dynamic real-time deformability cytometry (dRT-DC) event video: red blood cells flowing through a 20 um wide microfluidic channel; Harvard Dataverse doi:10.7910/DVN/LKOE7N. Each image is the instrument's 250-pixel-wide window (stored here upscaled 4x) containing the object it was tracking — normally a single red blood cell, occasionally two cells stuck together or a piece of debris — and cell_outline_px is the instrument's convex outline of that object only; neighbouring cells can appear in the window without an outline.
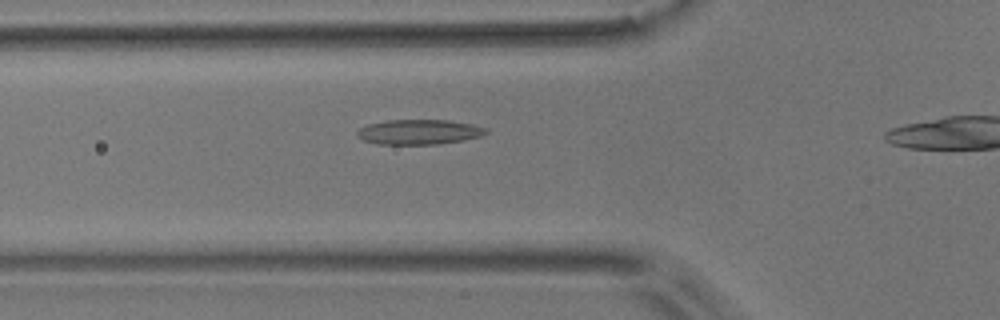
{"species": "common noctule bat (a hibernating species)", "species_latin": "Nyctalus noctula", "temperature_condition": "room temperature", "stored_images_in_passage": 38, "camera_frame_rate_fps": 3000, "um_per_image_px": 0.085, "animal": {"sex": "male", "body_mass_g": 17.9}, "frame": {"image": 1, "passage_image": 12, "time_ms": 3.667, "image_size_px": [1000, 320], "cell_outline_px": [[488, 132], [480, 136], [464, 140], [436, 144], [376, 144], [364, 140], [356, 136], [356, 132], [360, 128], [368, 124], [388, 120], [448, 120], [472, 124], [488, 128]], "centroid_in_image_um": [35.61, 11.21], "position_along_channel_um": 90.2, "area_um2": 18.73}}
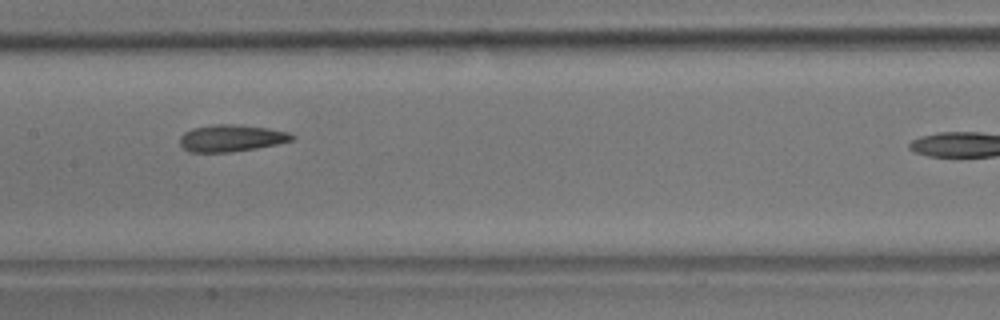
{"frame": {"image": 2, "passage_image": 20, "time_ms": 6.333, "image_size_px": [1000, 320], "cell_outline_px": [[296, 140], [256, 148], [232, 152], [188, 152], [180, 144], [180, 136], [184, 132], [192, 128], [216, 124], [236, 124], [268, 128], [288, 132], [296, 136]], "centroid_in_image_um": [19.68, 11.74], "position_along_channel_um": 187.7, "area_um2": 17.69}}
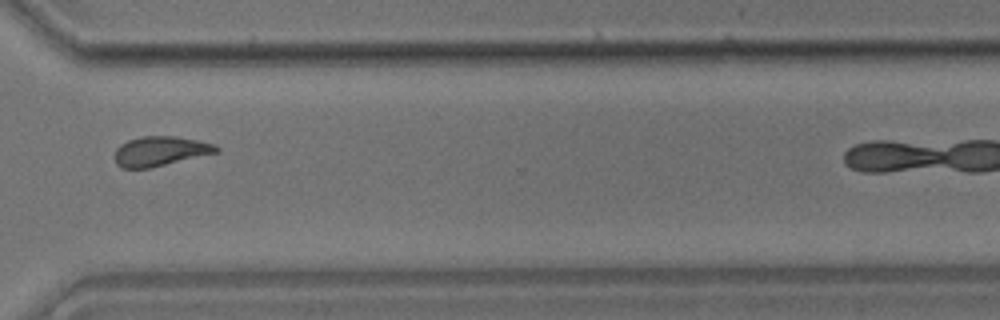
{"frame": {"image": 3, "passage_image": 34, "time_ms": 11.0, "image_size_px": [1000, 320], "cell_outline_px": [[220, 152], [148, 168], [120, 168], [116, 164], [116, 148], [120, 144], [128, 140], [144, 136], [176, 136], [216, 144], [220, 148]], "centroid_in_image_um": [13.65, 12.84], "position_along_channel_um": 357.0, "area_um2": 17.51}}